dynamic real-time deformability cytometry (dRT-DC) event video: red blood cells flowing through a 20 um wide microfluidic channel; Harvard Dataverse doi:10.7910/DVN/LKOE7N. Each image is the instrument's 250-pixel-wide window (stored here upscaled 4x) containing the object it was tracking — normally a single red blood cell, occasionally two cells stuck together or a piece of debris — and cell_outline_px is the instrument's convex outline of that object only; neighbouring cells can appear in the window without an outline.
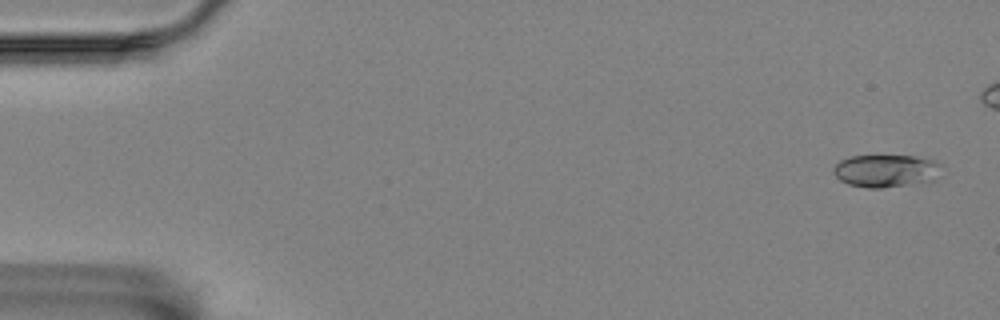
{"species": "Egyptian fruit bat (a non-hibernating species)", "species_latin": "Rousettus aegyptiacus", "temperature_condition": "room temperature", "stored_images_in_passage": 6, "camera_frame_rate_fps": 3000, "um_per_image_px": 0.085, "animal": {"sex": "female"}, "frame": {"image": 1, "passage_image": 1, "time_ms": 0.0, "image_size_px": [1000, 320], "cell_outline_px": [[940, 164], [932, 180], [880, 188], [868, 188], [848, 184], [840, 180], [832, 172], [832, 168], [840, 160], [852, 156], [916, 156], [936, 160]], "centroid_in_image_um": [75.22, 14.5], "position_along_channel_um": 9.8, "area_um2": 20.11}}